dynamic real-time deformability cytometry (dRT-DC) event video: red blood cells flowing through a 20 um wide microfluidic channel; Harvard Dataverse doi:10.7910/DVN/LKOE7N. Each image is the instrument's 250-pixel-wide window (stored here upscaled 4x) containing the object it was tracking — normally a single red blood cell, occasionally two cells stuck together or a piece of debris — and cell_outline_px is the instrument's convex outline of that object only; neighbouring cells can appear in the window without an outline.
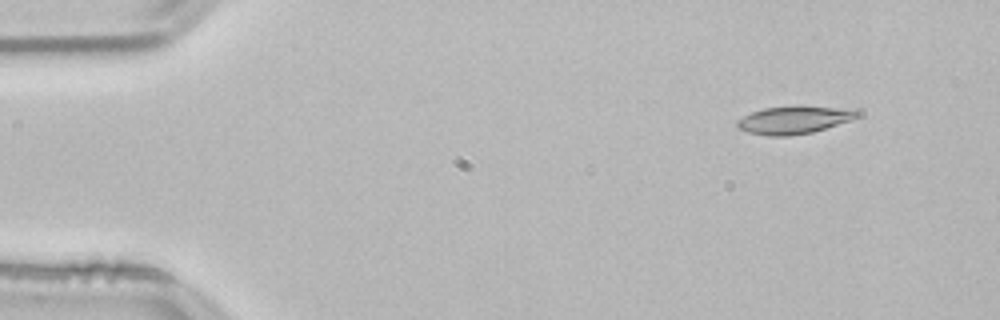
{"species": "common noctule bat (a hibernating species)", "species_latin": "Nyctalus noctula", "temperature_condition": "room temperature", "stored_images_in_passage": 49, "camera_frame_rate_fps": 3000, "um_per_image_px": 0.085, "animal": {"sex": "male", "body_mass_g": 21.5, "forearm_length_mm": 52.0}, "frame": {"image": 1, "passage_image": 1, "time_ms": 0.0, "image_size_px": [1000, 320], "cell_outline_px": [[860, 116], [812, 132], [788, 136], [768, 136], [748, 132], [736, 128], [736, 120], [752, 112], [764, 108], [856, 108], [860, 112]], "centroid_in_image_um": [67.44, 10.23], "position_along_channel_um": 17.6, "area_um2": 18.61}}
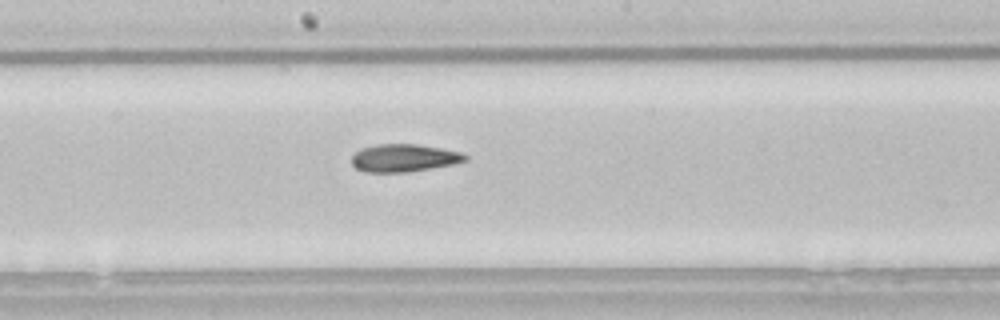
{"frame": {"image": 2, "passage_image": 24, "time_ms": 7.667, "image_size_px": [1000, 320], "cell_outline_px": [[468, 160], [452, 164], [408, 172], [364, 172], [356, 168], [352, 164], [352, 156], [356, 152], [364, 148], [376, 144], [416, 144], [440, 148], [460, 152], [468, 156]], "centroid_in_image_um": [34.33, 13.43], "position_along_channel_um": 213.9, "area_um2": 18.15}}
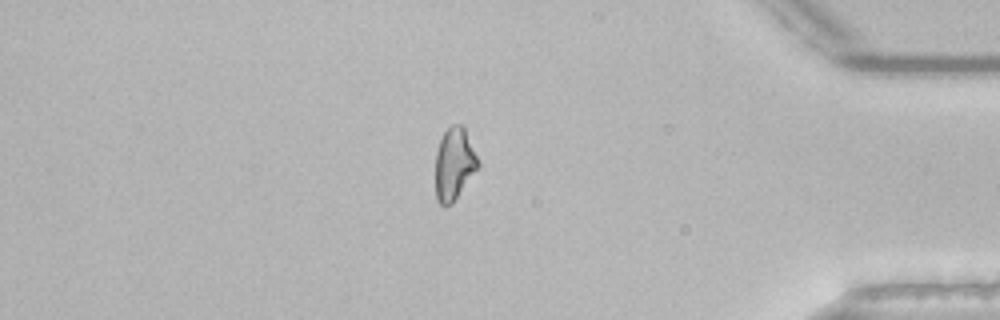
{"frame": {"image": 3, "passage_image": 41, "time_ms": 13.333, "image_size_px": [1000, 320], "cell_outline_px": [[480, 164], [452, 204], [444, 208], [436, 200], [436, 152], [440, 140], [444, 132], [452, 124], [464, 124]], "centroid_in_image_um": [38.6, 13.93], "position_along_channel_um": 396.6, "area_um2": 17.98}, "authors_computed_cell_mechanics": {"area_um2": 18.6694, "velocity_mm_per_s": 3.8253, "shape_relaxation_time_tau1_ms": null, "shape_relaxation_time_tau2_ms": 4.2681, "deformation_change_tau1": null, "deformation_change_tau2": 0.1188}}